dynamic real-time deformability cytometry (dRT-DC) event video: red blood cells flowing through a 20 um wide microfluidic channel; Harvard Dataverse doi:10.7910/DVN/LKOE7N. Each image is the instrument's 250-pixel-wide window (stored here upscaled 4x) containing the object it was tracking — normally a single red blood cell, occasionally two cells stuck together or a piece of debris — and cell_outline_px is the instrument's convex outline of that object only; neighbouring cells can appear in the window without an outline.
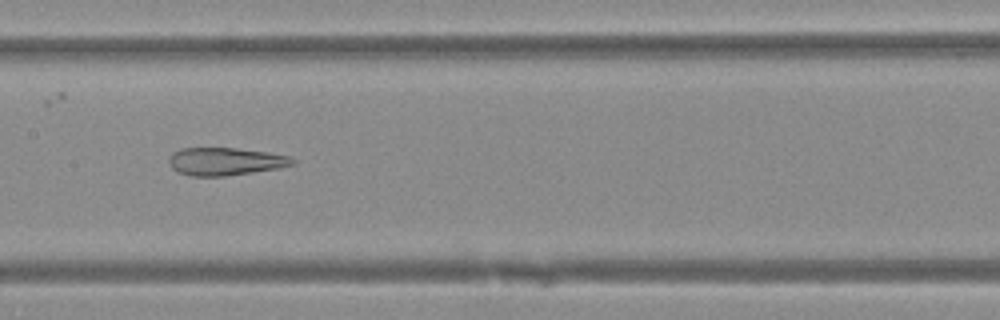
{"species": "Egyptian fruit bat (a non-hibernating species)", "species_latin": "Rousettus aegyptiacus", "temperature_condition": "warm", "stored_images_in_passage": 49, "camera_frame_rate_fps": 3000, "um_per_image_px": 0.085, "animal": {"sex": "female"}, "frame": {"image": 1, "passage_image": 24, "time_ms": 7.667, "image_size_px": [1000, 320], "cell_outline_px": [[296, 164], [280, 168], [224, 176], [188, 176], [172, 168], [168, 160], [180, 148], [236, 148], [264, 152], [288, 156], [296, 160]], "centroid_in_image_um": [19.18, 13.73], "position_along_channel_um": 188.2, "area_um2": 19.77}}
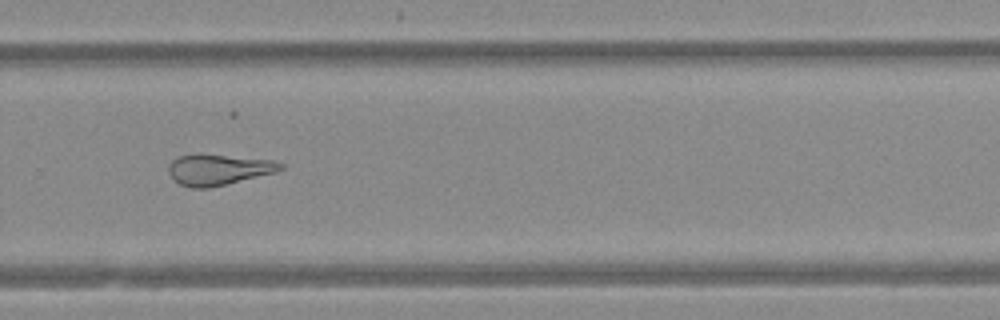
{"frame": {"image": 2, "passage_image": 33, "time_ms": 10.667, "image_size_px": [1000, 320], "cell_outline_px": [[284, 168], [276, 172], [228, 184], [208, 188], [192, 188], [180, 184], [172, 180], [168, 172], [168, 164], [172, 160], [180, 156], [224, 156], [272, 160], [284, 164]], "centroid_in_image_um": [18.56, 14.46], "position_along_channel_um": 311.2, "area_um2": 19.65}}
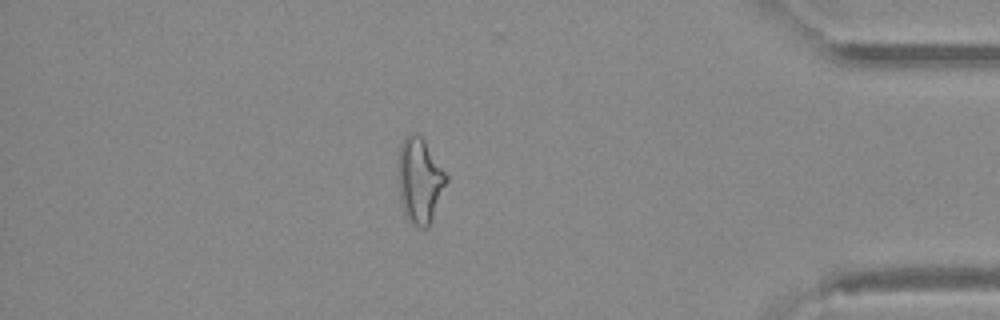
{"frame": {"image": 3, "passage_image": 42, "time_ms": 13.667, "image_size_px": [1000, 320], "cell_outline_px": [[448, 180], [432, 220], [428, 228], [420, 228], [412, 224], [404, 216], [400, 196], [400, 144], [412, 132], [420, 136], [424, 140], [448, 176]], "centroid_in_image_um": [35.71, 15.4], "position_along_channel_um": 399.5, "area_um2": 23.41}}